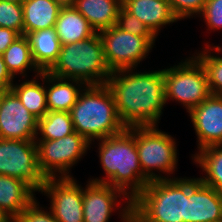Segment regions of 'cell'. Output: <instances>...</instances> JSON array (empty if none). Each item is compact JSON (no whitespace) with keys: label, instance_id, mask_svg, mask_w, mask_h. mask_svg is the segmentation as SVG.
Segmentation results:
<instances>
[{"label":"cell","instance_id":"cell-15","mask_svg":"<svg viewBox=\"0 0 222 222\" xmlns=\"http://www.w3.org/2000/svg\"><path fill=\"white\" fill-rule=\"evenodd\" d=\"M83 189V221L108 222L117 204L118 198L125 197L127 202L132 200L121 190L106 183L88 181Z\"/></svg>","mask_w":222,"mask_h":222},{"label":"cell","instance_id":"cell-8","mask_svg":"<svg viewBox=\"0 0 222 222\" xmlns=\"http://www.w3.org/2000/svg\"><path fill=\"white\" fill-rule=\"evenodd\" d=\"M35 142L38 167L46 179L72 178L69 174L70 168L79 162L91 144L76 131L56 140H35Z\"/></svg>","mask_w":222,"mask_h":222},{"label":"cell","instance_id":"cell-1","mask_svg":"<svg viewBox=\"0 0 222 222\" xmlns=\"http://www.w3.org/2000/svg\"><path fill=\"white\" fill-rule=\"evenodd\" d=\"M136 69L112 71L106 83L116 110L126 128L157 126L166 105L163 69L133 72Z\"/></svg>","mask_w":222,"mask_h":222},{"label":"cell","instance_id":"cell-22","mask_svg":"<svg viewBox=\"0 0 222 222\" xmlns=\"http://www.w3.org/2000/svg\"><path fill=\"white\" fill-rule=\"evenodd\" d=\"M22 8L24 35L55 27L61 10L54 0H24Z\"/></svg>","mask_w":222,"mask_h":222},{"label":"cell","instance_id":"cell-14","mask_svg":"<svg viewBox=\"0 0 222 222\" xmlns=\"http://www.w3.org/2000/svg\"><path fill=\"white\" fill-rule=\"evenodd\" d=\"M188 113L198 139V150L222 145V96L211 94Z\"/></svg>","mask_w":222,"mask_h":222},{"label":"cell","instance_id":"cell-7","mask_svg":"<svg viewBox=\"0 0 222 222\" xmlns=\"http://www.w3.org/2000/svg\"><path fill=\"white\" fill-rule=\"evenodd\" d=\"M178 64L163 69L166 102L175 99L189 112L212 93L205 70L194 56Z\"/></svg>","mask_w":222,"mask_h":222},{"label":"cell","instance_id":"cell-31","mask_svg":"<svg viewBox=\"0 0 222 222\" xmlns=\"http://www.w3.org/2000/svg\"><path fill=\"white\" fill-rule=\"evenodd\" d=\"M19 222H58L51 209L45 211L39 207V203L34 199L16 218Z\"/></svg>","mask_w":222,"mask_h":222},{"label":"cell","instance_id":"cell-35","mask_svg":"<svg viewBox=\"0 0 222 222\" xmlns=\"http://www.w3.org/2000/svg\"><path fill=\"white\" fill-rule=\"evenodd\" d=\"M125 207H122L119 211L121 221L122 222H139L133 215H132V202H125Z\"/></svg>","mask_w":222,"mask_h":222},{"label":"cell","instance_id":"cell-2","mask_svg":"<svg viewBox=\"0 0 222 222\" xmlns=\"http://www.w3.org/2000/svg\"><path fill=\"white\" fill-rule=\"evenodd\" d=\"M98 141L99 160L106 177L90 181L111 185L123 191L133 201L150 182L142 172L134 127L125 128L118 134Z\"/></svg>","mask_w":222,"mask_h":222},{"label":"cell","instance_id":"cell-36","mask_svg":"<svg viewBox=\"0 0 222 222\" xmlns=\"http://www.w3.org/2000/svg\"><path fill=\"white\" fill-rule=\"evenodd\" d=\"M61 7H73L76 0H54Z\"/></svg>","mask_w":222,"mask_h":222},{"label":"cell","instance_id":"cell-37","mask_svg":"<svg viewBox=\"0 0 222 222\" xmlns=\"http://www.w3.org/2000/svg\"><path fill=\"white\" fill-rule=\"evenodd\" d=\"M1 222H19L17 219H7L4 218Z\"/></svg>","mask_w":222,"mask_h":222},{"label":"cell","instance_id":"cell-27","mask_svg":"<svg viewBox=\"0 0 222 222\" xmlns=\"http://www.w3.org/2000/svg\"><path fill=\"white\" fill-rule=\"evenodd\" d=\"M212 50L217 54L222 52V48L219 45L211 47L206 44L203 51L196 53V56L194 54V57L205 70L211 93L222 96V57L211 55Z\"/></svg>","mask_w":222,"mask_h":222},{"label":"cell","instance_id":"cell-19","mask_svg":"<svg viewBox=\"0 0 222 222\" xmlns=\"http://www.w3.org/2000/svg\"><path fill=\"white\" fill-rule=\"evenodd\" d=\"M122 0H76L74 8L99 33L116 25Z\"/></svg>","mask_w":222,"mask_h":222},{"label":"cell","instance_id":"cell-25","mask_svg":"<svg viewBox=\"0 0 222 222\" xmlns=\"http://www.w3.org/2000/svg\"><path fill=\"white\" fill-rule=\"evenodd\" d=\"M4 62L10 74L15 78L18 74L26 77V71L31 69L41 74V71L35 65L29 40L26 35L17 38L2 54Z\"/></svg>","mask_w":222,"mask_h":222},{"label":"cell","instance_id":"cell-16","mask_svg":"<svg viewBox=\"0 0 222 222\" xmlns=\"http://www.w3.org/2000/svg\"><path fill=\"white\" fill-rule=\"evenodd\" d=\"M35 191L23 180L0 175V214L3 218L16 219L36 198Z\"/></svg>","mask_w":222,"mask_h":222},{"label":"cell","instance_id":"cell-3","mask_svg":"<svg viewBox=\"0 0 222 222\" xmlns=\"http://www.w3.org/2000/svg\"><path fill=\"white\" fill-rule=\"evenodd\" d=\"M84 91V92H83ZM74 130L88 142L123 131L114 96L104 85H86L69 111Z\"/></svg>","mask_w":222,"mask_h":222},{"label":"cell","instance_id":"cell-13","mask_svg":"<svg viewBox=\"0 0 222 222\" xmlns=\"http://www.w3.org/2000/svg\"><path fill=\"white\" fill-rule=\"evenodd\" d=\"M222 194L198 178H186V222H221Z\"/></svg>","mask_w":222,"mask_h":222},{"label":"cell","instance_id":"cell-17","mask_svg":"<svg viewBox=\"0 0 222 222\" xmlns=\"http://www.w3.org/2000/svg\"><path fill=\"white\" fill-rule=\"evenodd\" d=\"M122 6L156 35L162 27L178 19L171 11L168 0H122Z\"/></svg>","mask_w":222,"mask_h":222},{"label":"cell","instance_id":"cell-39","mask_svg":"<svg viewBox=\"0 0 222 222\" xmlns=\"http://www.w3.org/2000/svg\"><path fill=\"white\" fill-rule=\"evenodd\" d=\"M4 218L1 216V214H0V222L3 220Z\"/></svg>","mask_w":222,"mask_h":222},{"label":"cell","instance_id":"cell-26","mask_svg":"<svg viewBox=\"0 0 222 222\" xmlns=\"http://www.w3.org/2000/svg\"><path fill=\"white\" fill-rule=\"evenodd\" d=\"M74 132L69 112L48 111L42 118L38 119L35 140H56Z\"/></svg>","mask_w":222,"mask_h":222},{"label":"cell","instance_id":"cell-6","mask_svg":"<svg viewBox=\"0 0 222 222\" xmlns=\"http://www.w3.org/2000/svg\"><path fill=\"white\" fill-rule=\"evenodd\" d=\"M134 138L143 174L150 180L168 179L177 169V146L171 135L157 126L134 127ZM168 174L158 175L155 170ZM154 170V171H153Z\"/></svg>","mask_w":222,"mask_h":222},{"label":"cell","instance_id":"cell-33","mask_svg":"<svg viewBox=\"0 0 222 222\" xmlns=\"http://www.w3.org/2000/svg\"><path fill=\"white\" fill-rule=\"evenodd\" d=\"M21 35L9 28L0 27V54H3L5 50Z\"/></svg>","mask_w":222,"mask_h":222},{"label":"cell","instance_id":"cell-5","mask_svg":"<svg viewBox=\"0 0 222 222\" xmlns=\"http://www.w3.org/2000/svg\"><path fill=\"white\" fill-rule=\"evenodd\" d=\"M47 72L56 77L79 80L85 85L106 84L111 71L104 59L99 33L80 42L61 45L57 61Z\"/></svg>","mask_w":222,"mask_h":222},{"label":"cell","instance_id":"cell-38","mask_svg":"<svg viewBox=\"0 0 222 222\" xmlns=\"http://www.w3.org/2000/svg\"><path fill=\"white\" fill-rule=\"evenodd\" d=\"M2 1L12 2V3H22L24 0H2Z\"/></svg>","mask_w":222,"mask_h":222},{"label":"cell","instance_id":"cell-18","mask_svg":"<svg viewBox=\"0 0 222 222\" xmlns=\"http://www.w3.org/2000/svg\"><path fill=\"white\" fill-rule=\"evenodd\" d=\"M48 111L69 112L86 86L74 79H65L45 72Z\"/></svg>","mask_w":222,"mask_h":222},{"label":"cell","instance_id":"cell-11","mask_svg":"<svg viewBox=\"0 0 222 222\" xmlns=\"http://www.w3.org/2000/svg\"><path fill=\"white\" fill-rule=\"evenodd\" d=\"M50 198V209L58 222L83 221V188L72 178H47L40 190Z\"/></svg>","mask_w":222,"mask_h":222},{"label":"cell","instance_id":"cell-10","mask_svg":"<svg viewBox=\"0 0 222 222\" xmlns=\"http://www.w3.org/2000/svg\"><path fill=\"white\" fill-rule=\"evenodd\" d=\"M0 175L21 179L40 192L46 178L38 167L35 140L0 139Z\"/></svg>","mask_w":222,"mask_h":222},{"label":"cell","instance_id":"cell-9","mask_svg":"<svg viewBox=\"0 0 222 222\" xmlns=\"http://www.w3.org/2000/svg\"><path fill=\"white\" fill-rule=\"evenodd\" d=\"M105 62L110 71L136 69L154 47L157 36H137L116 25L99 32Z\"/></svg>","mask_w":222,"mask_h":222},{"label":"cell","instance_id":"cell-12","mask_svg":"<svg viewBox=\"0 0 222 222\" xmlns=\"http://www.w3.org/2000/svg\"><path fill=\"white\" fill-rule=\"evenodd\" d=\"M38 119L11 90H0V139L35 140Z\"/></svg>","mask_w":222,"mask_h":222},{"label":"cell","instance_id":"cell-30","mask_svg":"<svg viewBox=\"0 0 222 222\" xmlns=\"http://www.w3.org/2000/svg\"><path fill=\"white\" fill-rule=\"evenodd\" d=\"M172 13L179 20L200 15L207 0H168ZM192 16V17H191Z\"/></svg>","mask_w":222,"mask_h":222},{"label":"cell","instance_id":"cell-21","mask_svg":"<svg viewBox=\"0 0 222 222\" xmlns=\"http://www.w3.org/2000/svg\"><path fill=\"white\" fill-rule=\"evenodd\" d=\"M33 61L41 72H47L57 61L61 49L55 28L28 33Z\"/></svg>","mask_w":222,"mask_h":222},{"label":"cell","instance_id":"cell-29","mask_svg":"<svg viewBox=\"0 0 222 222\" xmlns=\"http://www.w3.org/2000/svg\"><path fill=\"white\" fill-rule=\"evenodd\" d=\"M116 26L137 36H156L142 21L121 6Z\"/></svg>","mask_w":222,"mask_h":222},{"label":"cell","instance_id":"cell-24","mask_svg":"<svg viewBox=\"0 0 222 222\" xmlns=\"http://www.w3.org/2000/svg\"><path fill=\"white\" fill-rule=\"evenodd\" d=\"M192 157L206 174L198 179L222 194V145L205 147Z\"/></svg>","mask_w":222,"mask_h":222},{"label":"cell","instance_id":"cell-4","mask_svg":"<svg viewBox=\"0 0 222 222\" xmlns=\"http://www.w3.org/2000/svg\"><path fill=\"white\" fill-rule=\"evenodd\" d=\"M150 181L132 201L139 222H186V177Z\"/></svg>","mask_w":222,"mask_h":222},{"label":"cell","instance_id":"cell-28","mask_svg":"<svg viewBox=\"0 0 222 222\" xmlns=\"http://www.w3.org/2000/svg\"><path fill=\"white\" fill-rule=\"evenodd\" d=\"M0 27L9 28L24 35L22 3L0 0Z\"/></svg>","mask_w":222,"mask_h":222},{"label":"cell","instance_id":"cell-23","mask_svg":"<svg viewBox=\"0 0 222 222\" xmlns=\"http://www.w3.org/2000/svg\"><path fill=\"white\" fill-rule=\"evenodd\" d=\"M40 77L42 83L37 79ZM37 78V79H36ZM45 72L40 75L35 74V79L27 80L21 84H13L11 90L17 95L21 103L37 119L42 118L47 112Z\"/></svg>","mask_w":222,"mask_h":222},{"label":"cell","instance_id":"cell-34","mask_svg":"<svg viewBox=\"0 0 222 222\" xmlns=\"http://www.w3.org/2000/svg\"><path fill=\"white\" fill-rule=\"evenodd\" d=\"M14 77L10 74L4 62L2 54H0V90H9L14 84Z\"/></svg>","mask_w":222,"mask_h":222},{"label":"cell","instance_id":"cell-20","mask_svg":"<svg viewBox=\"0 0 222 222\" xmlns=\"http://www.w3.org/2000/svg\"><path fill=\"white\" fill-rule=\"evenodd\" d=\"M54 28L61 45L80 42L96 34L86 18L74 7H61Z\"/></svg>","mask_w":222,"mask_h":222},{"label":"cell","instance_id":"cell-32","mask_svg":"<svg viewBox=\"0 0 222 222\" xmlns=\"http://www.w3.org/2000/svg\"><path fill=\"white\" fill-rule=\"evenodd\" d=\"M199 16L204 18L209 31L222 29V0H207Z\"/></svg>","mask_w":222,"mask_h":222}]
</instances>
